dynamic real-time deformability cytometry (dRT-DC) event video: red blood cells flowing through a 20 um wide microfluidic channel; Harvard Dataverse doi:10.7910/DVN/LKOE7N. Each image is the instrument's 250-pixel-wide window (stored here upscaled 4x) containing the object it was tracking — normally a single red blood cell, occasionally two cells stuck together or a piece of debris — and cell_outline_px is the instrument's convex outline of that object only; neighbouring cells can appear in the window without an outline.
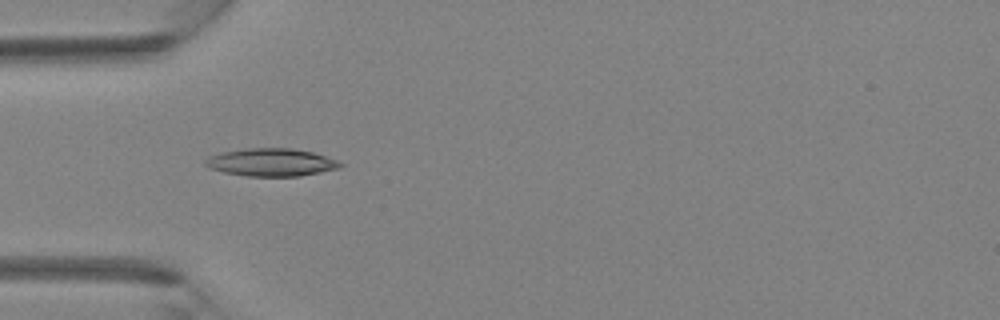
{"species": "Egyptian fruit bat (a non-hibernating species)", "species_latin": "Rousettus aegyptiacus", "temperature_condition": "room temperature", "stored_images_in_passage": 12, "camera_frame_rate_fps": 3000, "um_per_image_px": 0.085, "animal": {"sex": "female"}, "frame": {"image": 1, "passage_image": 3, "time_ms": 0.667, "image_size_px": [1000, 320], "cell_outline_px": [[344, 164], [340, 168], [300, 176], [248, 176], [224, 172], [208, 168], [204, 164], [204, 160], [208, 156], [220, 152], [244, 148], [292, 148], [312, 152], [336, 160]], "centroid_in_image_um": [23.01, 13.79], "position_along_channel_um": 62.0, "area_um2": 21.91}}
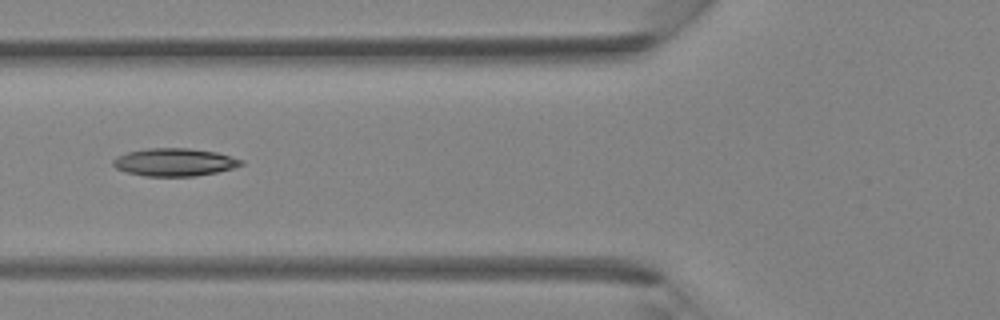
{"frame": {"image": 2, "passage_image": 6, "time_ms": 1.667, "image_size_px": [1000, 320], "cell_outline_px": [[244, 164], [232, 168], [216, 172], [196, 176], [144, 176], [128, 172], [116, 168], [112, 164], [112, 160], [116, 156], [128, 152], [148, 148], [188, 148], [216, 152], [244, 160]], "centroid_in_image_um": [14.82, 13.78], "position_along_channel_um": 111.0, "area_um2": 20.69}}